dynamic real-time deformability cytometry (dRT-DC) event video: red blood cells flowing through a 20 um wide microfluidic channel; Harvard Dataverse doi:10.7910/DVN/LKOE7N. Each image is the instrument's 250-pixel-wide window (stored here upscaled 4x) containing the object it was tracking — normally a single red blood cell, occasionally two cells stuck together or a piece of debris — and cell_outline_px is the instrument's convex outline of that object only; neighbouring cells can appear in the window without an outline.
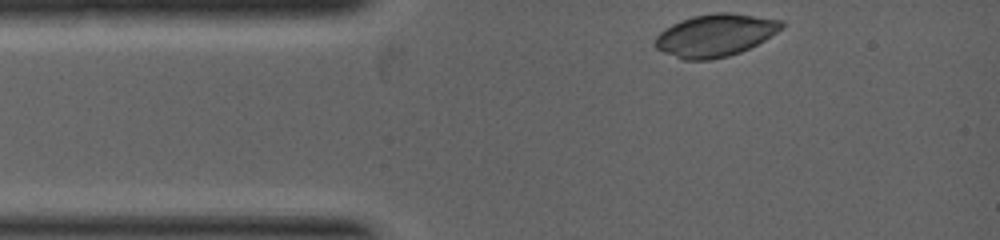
{"species": "common noctule bat (a hibernating species)", "species_latin": "Nyctalus noctula", "temperature_condition": "warm", "stored_images_in_passage": 2, "camera_frame_rate_fps": 5000, "um_per_image_px": 0.085, "animal": {"sex": "female", "body_mass_g": 19.0, "forearm_length_mm": 53.3}, "frame": {"image": 1, "passage_image": 1, "time_ms": 0.0, "image_size_px": [1000, 240], "cell_outline_px": [[784, 24], [776, 32], [764, 40], [740, 52], [728, 56], [712, 60], [684, 60], [664, 52], [656, 48], [652, 44], [656, 36], [664, 28], [680, 20], [692, 16], [716, 12], [732, 12], [784, 20]], "centroid_in_image_um": [60.76, 2.99], "position_along_channel_um": 24.2, "area_um2": 31.39}}